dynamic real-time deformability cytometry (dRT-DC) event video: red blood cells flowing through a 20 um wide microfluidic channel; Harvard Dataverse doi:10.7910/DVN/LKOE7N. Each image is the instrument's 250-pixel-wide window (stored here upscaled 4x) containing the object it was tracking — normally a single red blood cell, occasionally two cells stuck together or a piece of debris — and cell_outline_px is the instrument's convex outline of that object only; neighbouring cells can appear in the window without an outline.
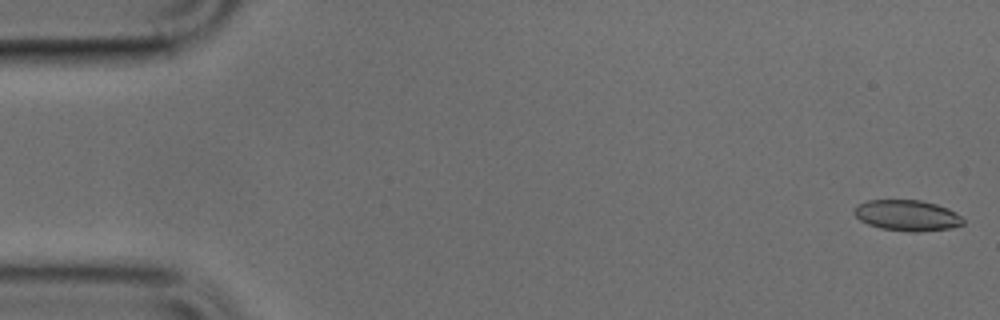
{"species": "common noctule bat (a hibernating species)", "species_latin": "Nyctalus noctula", "temperature_condition": "cold", "stored_images_in_passage": 7, "camera_frame_rate_fps": 3000, "um_per_image_px": 0.085, "animal": {"sex": "male", "body_mass_g": 17.9, "forearm_length_mm": 54.2}, "frame": {"image": 1, "passage_image": 1, "time_ms": 0.0, "image_size_px": [1000, 320], "cell_outline_px": [[964, 224], [952, 228], [920, 232], [912, 232], [880, 228], [868, 224], [860, 220], [852, 212], [860, 204], [868, 200], [920, 200], [936, 204], [948, 208], [956, 212], [964, 220]], "centroid_in_image_um": [77.14, 18.32], "position_along_channel_um": 7.9, "area_um2": 19.59}}